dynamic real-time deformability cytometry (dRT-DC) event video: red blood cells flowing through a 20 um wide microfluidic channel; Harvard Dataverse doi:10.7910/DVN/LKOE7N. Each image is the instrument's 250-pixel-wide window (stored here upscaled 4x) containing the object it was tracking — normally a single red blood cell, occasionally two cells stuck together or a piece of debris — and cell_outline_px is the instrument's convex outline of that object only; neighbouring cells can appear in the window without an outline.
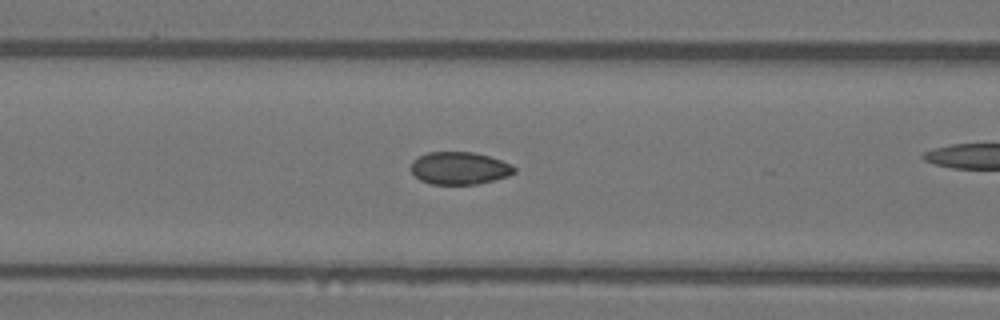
{"species": "Egyptian fruit bat (a non-hibernating species)", "species_latin": "Rousettus aegyptiacus", "temperature_condition": "warm", "stored_images_in_passage": 16, "camera_frame_rate_fps": 3000, "um_per_image_px": 0.085, "animal": {"sex": "female"}, "frame": {"image": 1, "passage_image": 9, "time_ms": 2.667, "image_size_px": [1000, 320], "cell_outline_px": [[516, 172], [508, 176], [476, 184], [432, 184], [420, 180], [412, 172], [412, 160], [428, 152], [472, 152], [488, 156], [512, 164], [516, 168]], "centroid_in_image_um": [39.07, 14.29], "position_along_channel_um": 127.5, "area_um2": 19.42}}
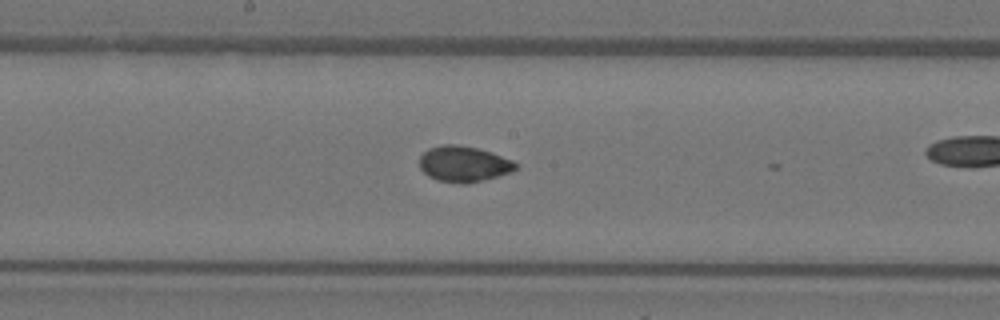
{"frame": {"image": 2, "passage_image": 15, "time_ms": 4.667, "image_size_px": [1000, 320], "cell_outline_px": [[520, 164], [512, 172], [484, 180], [464, 184], [436, 180], [428, 176], [420, 168], [420, 156], [428, 148], [444, 144], [456, 144], [476, 148], [492, 152], [512, 160]], "centroid_in_image_um": [39.43, 13.94], "position_along_channel_um": 208.8, "area_um2": 20.17}}